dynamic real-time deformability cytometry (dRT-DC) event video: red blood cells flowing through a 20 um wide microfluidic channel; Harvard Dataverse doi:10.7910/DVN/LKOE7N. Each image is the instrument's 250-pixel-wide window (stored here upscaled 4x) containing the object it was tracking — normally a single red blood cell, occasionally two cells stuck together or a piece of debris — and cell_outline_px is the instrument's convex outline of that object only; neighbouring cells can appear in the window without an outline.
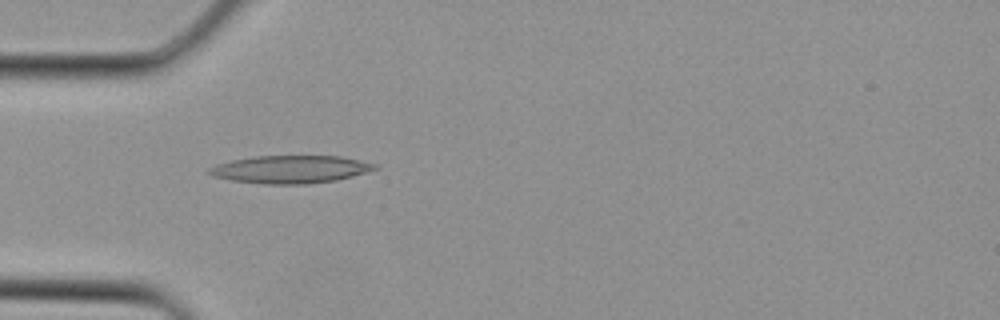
{"species": "Egyptian fruit bat (a non-hibernating species)", "species_latin": "Rousettus aegyptiacus", "temperature_condition": "cold", "stored_images_in_passage": 1, "camera_frame_rate_fps": 3000, "um_per_image_px": 0.085, "animal": {"sex": "female"}, "frame": {"image": 1, "passage_image": 1, "time_ms": 0.0, "image_size_px": [1000, 320], "cell_outline_px": [[380, 168], [352, 176], [336, 180], [308, 184], [264, 184], [232, 180], [212, 176], [208, 172], [208, 168], [216, 164], [232, 160], [256, 156], [340, 156], [376, 164]], "centroid_in_image_um": [24.68, 14.39], "position_along_channel_um": 60.3, "area_um2": 26.7}}